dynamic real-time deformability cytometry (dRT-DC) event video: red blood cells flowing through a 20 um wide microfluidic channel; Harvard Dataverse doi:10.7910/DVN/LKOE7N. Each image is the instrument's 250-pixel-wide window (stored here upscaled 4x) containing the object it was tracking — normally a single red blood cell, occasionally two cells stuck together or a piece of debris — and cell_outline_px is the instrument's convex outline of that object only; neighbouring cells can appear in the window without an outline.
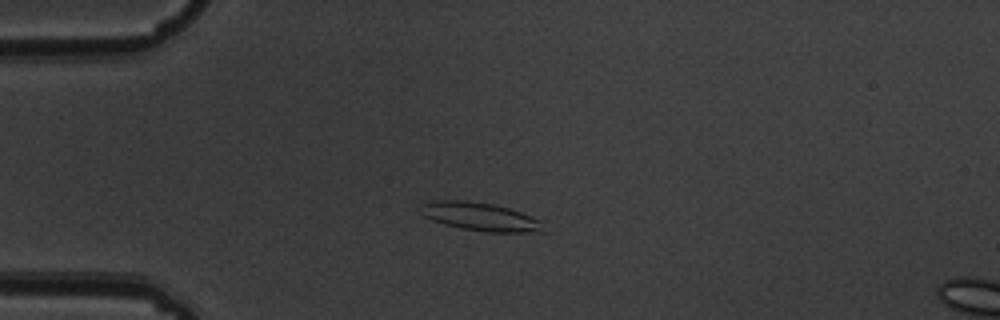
{"species": "common noctule bat (a hibernating species)", "species_latin": "Nyctalus noctula", "temperature_condition": "warm", "stored_images_in_passage": 9, "camera_frame_rate_fps": 3000, "um_per_image_px": 0.085, "animal": {"sex": "male", "body_mass_g": 19.5, "forearm_length_mm": 54.6}, "frame": {"image": 1, "passage_image": 4, "time_ms": 1.0, "image_size_px": [1000, 320], "cell_outline_px": [[548, 232], [484, 232], [460, 228], [444, 224], [432, 220], [424, 216], [420, 212], [420, 204], [432, 200], [464, 200], [492, 204], [508, 208], [520, 212], [540, 220]], "centroid_in_image_um": [40.81, 18.42], "position_along_channel_um": 44.2, "area_um2": 20.4}}
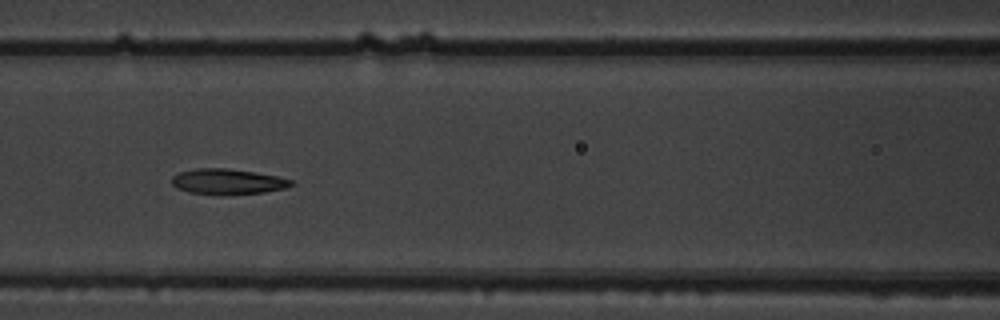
{"frame": {"image": 2, "passage_image": 7, "time_ms": 2.0, "image_size_px": [1000, 320], "cell_outline_px": [[296, 184], [284, 188], [264, 192], [216, 196], [188, 192], [176, 188], [172, 184], [172, 176], [180, 172], [196, 168], [228, 168], [256, 172], [276, 176], [292, 180]], "centroid_in_image_um": [19.33, 15.45], "position_along_channel_um": 147.3, "area_um2": 18.03}}
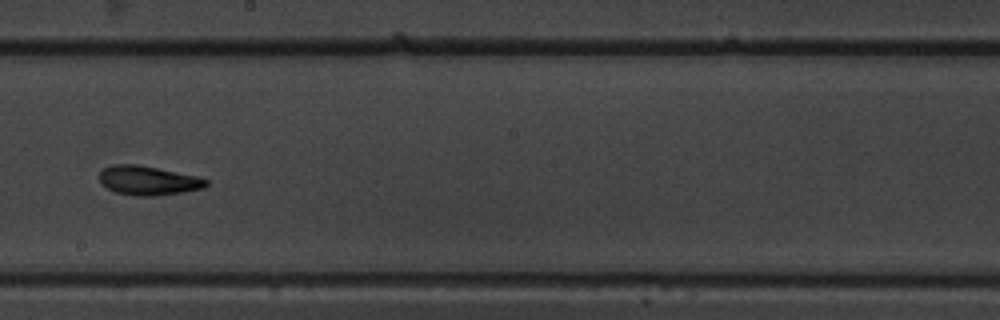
{"frame": {"image": 3, "passage_image": 9, "time_ms": 2.667, "image_size_px": [1000, 320], "cell_outline_px": [[208, 184], [204, 188], [184, 192], [156, 196], [136, 196], [116, 192], [100, 184], [100, 172], [104, 168], [112, 164], [136, 164], [196, 176], [208, 180]], "centroid_in_image_um": [12.58, 15.35], "position_along_channel_um": 235.6, "area_um2": 18.09}}